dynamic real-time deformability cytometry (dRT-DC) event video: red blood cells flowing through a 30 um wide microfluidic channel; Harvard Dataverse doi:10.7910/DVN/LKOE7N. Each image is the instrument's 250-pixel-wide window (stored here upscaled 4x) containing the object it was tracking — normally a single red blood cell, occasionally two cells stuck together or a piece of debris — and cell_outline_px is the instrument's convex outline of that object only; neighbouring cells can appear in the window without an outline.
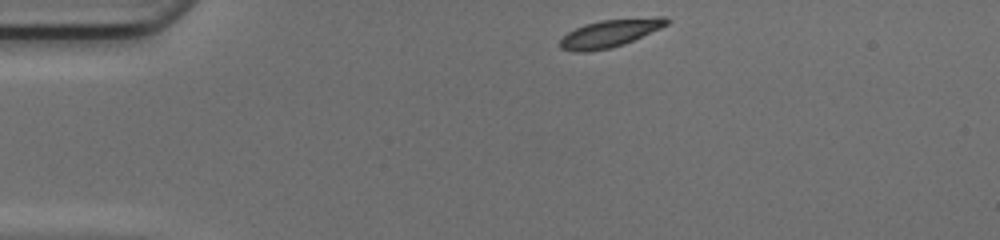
{"species": "common noctule bat (a hibernating species)", "species_latin": "Nyctalus noctula", "temperature_condition": "cold", "stored_images_in_passage": 41, "camera_frame_rate_fps": 3000, "um_per_image_px": 0.085, "animal": {"sex": "female", "body_mass_g": 17.0, "forearm_length_mm": 48.0}, "frame": {"image": 1, "passage_image": 1, "time_ms": 0.0, "image_size_px": [1000, 240], "cell_outline_px": [[672, 20], [668, 24], [660, 28], [624, 44], [612, 48], [588, 52], [576, 52], [560, 48], [560, 40], [568, 32], [584, 24], [600, 20], [656, 16], [664, 16]], "centroid_in_image_um": [51.87, 2.82], "position_along_channel_um": 33.1, "area_um2": 17.34}}
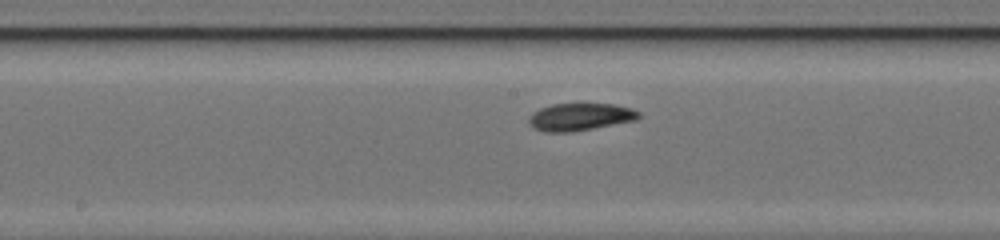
{"frame": {"image": 2, "passage_image": 17, "time_ms": 5.333, "image_size_px": [1000, 240], "cell_outline_px": [[640, 116], [636, 120], [592, 128], [568, 132], [544, 132], [532, 128], [528, 124], [528, 116], [532, 112], [540, 108], [552, 104], [616, 104], [632, 108], [640, 112]], "centroid_in_image_um": [49.26, 9.93], "position_along_channel_um": 198.9, "area_um2": 17.63}}
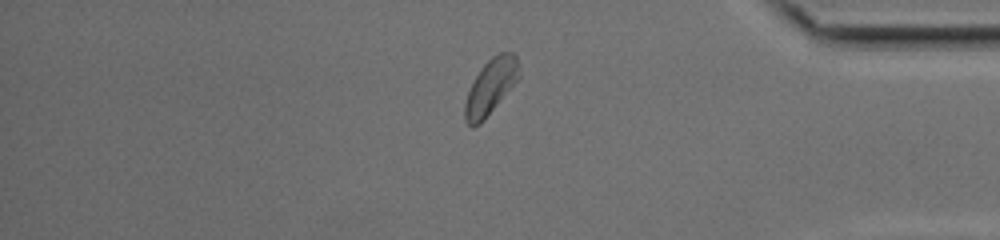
{"frame": {"image": 3, "passage_image": 33, "time_ms": 10.667, "image_size_px": [1000, 240], "cell_outline_px": [[520, 76], [484, 120], [480, 124], [472, 128], [464, 120], [464, 104], [468, 92], [476, 76], [484, 64], [492, 56], [500, 52], [512, 52], [516, 56]], "centroid_in_image_um": [41.68, 7.39], "position_along_channel_um": 393.5, "area_um2": 17.17}, "authors_computed_cell_mechanics": {"area_um2": 17.1666, "velocity_mm_per_s": 4.1315, "shape_relaxation_time_tau1_ms": 4.967, "shape_relaxation_time_tau2_ms": null, "deformation_change_tau1": 0.1451, "deformation_change_tau2": null}}